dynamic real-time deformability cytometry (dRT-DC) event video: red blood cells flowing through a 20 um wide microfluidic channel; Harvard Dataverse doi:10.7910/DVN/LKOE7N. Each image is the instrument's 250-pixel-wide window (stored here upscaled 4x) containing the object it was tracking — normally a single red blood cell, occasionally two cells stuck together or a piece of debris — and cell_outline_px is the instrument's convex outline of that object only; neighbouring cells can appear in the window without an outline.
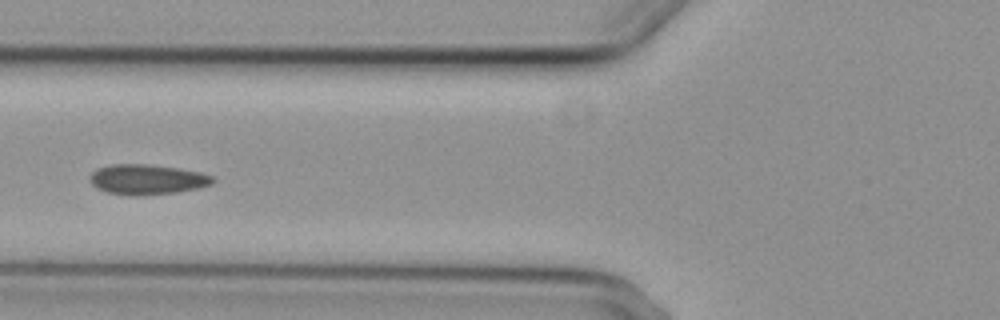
{"species": "common noctule bat (a hibernating species)", "species_latin": "Nyctalus noctula", "temperature_condition": "cold", "stored_images_in_passage": 4, "camera_frame_rate_fps": 3000, "um_per_image_px": 0.085, "animal": {"sex": "female", "body_mass_g": 29.2, "forearm_length_mm": 56.3}, "frame": {"image": 1, "passage_image": 4, "time_ms": 3.333, "image_size_px": [1000, 320], "cell_outline_px": [[216, 180], [212, 184], [200, 188], [176, 192], [136, 196], [132, 196], [108, 192], [96, 188], [88, 180], [88, 176], [96, 168], [112, 164], [148, 164], [180, 168], [200, 172], [212, 176]], "centroid_in_image_um": [12.49, 15.25], "position_along_channel_um": 113.3, "area_um2": 21.85}}